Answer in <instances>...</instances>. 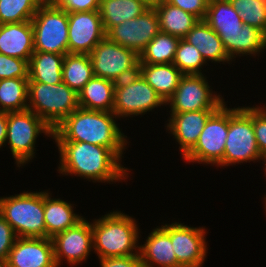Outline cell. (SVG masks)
I'll use <instances>...</instances> for the list:
<instances>
[{
	"instance_id": "6da1fadb",
	"label": "cell",
	"mask_w": 266,
	"mask_h": 267,
	"mask_svg": "<svg viewBox=\"0 0 266 267\" xmlns=\"http://www.w3.org/2000/svg\"><path fill=\"white\" fill-rule=\"evenodd\" d=\"M60 153V174L83 177L93 182H116L128 178L120 158L103 146L77 141H55ZM127 176V177H126Z\"/></svg>"
},
{
	"instance_id": "7a4b0ae2",
	"label": "cell",
	"mask_w": 266,
	"mask_h": 267,
	"mask_svg": "<svg viewBox=\"0 0 266 267\" xmlns=\"http://www.w3.org/2000/svg\"><path fill=\"white\" fill-rule=\"evenodd\" d=\"M115 116V117H114ZM113 112L78 108L53 129L55 141H77L110 148L120 159L127 139Z\"/></svg>"
},
{
	"instance_id": "3957f363",
	"label": "cell",
	"mask_w": 266,
	"mask_h": 267,
	"mask_svg": "<svg viewBox=\"0 0 266 267\" xmlns=\"http://www.w3.org/2000/svg\"><path fill=\"white\" fill-rule=\"evenodd\" d=\"M204 21L218 34L231 60L241 55L256 56L266 49V35L243 23L229 0H209Z\"/></svg>"
},
{
	"instance_id": "277c9868",
	"label": "cell",
	"mask_w": 266,
	"mask_h": 267,
	"mask_svg": "<svg viewBox=\"0 0 266 267\" xmlns=\"http://www.w3.org/2000/svg\"><path fill=\"white\" fill-rule=\"evenodd\" d=\"M92 234L93 250L99 259L139 255L136 221L121 211H113L95 219Z\"/></svg>"
},
{
	"instance_id": "5b68a950",
	"label": "cell",
	"mask_w": 266,
	"mask_h": 267,
	"mask_svg": "<svg viewBox=\"0 0 266 267\" xmlns=\"http://www.w3.org/2000/svg\"><path fill=\"white\" fill-rule=\"evenodd\" d=\"M0 214L17 237L46 238L44 191L0 197Z\"/></svg>"
},
{
	"instance_id": "8992f818",
	"label": "cell",
	"mask_w": 266,
	"mask_h": 267,
	"mask_svg": "<svg viewBox=\"0 0 266 267\" xmlns=\"http://www.w3.org/2000/svg\"><path fill=\"white\" fill-rule=\"evenodd\" d=\"M28 109L54 129L79 108L78 94L64 82H28Z\"/></svg>"
},
{
	"instance_id": "52a82bcc",
	"label": "cell",
	"mask_w": 266,
	"mask_h": 267,
	"mask_svg": "<svg viewBox=\"0 0 266 267\" xmlns=\"http://www.w3.org/2000/svg\"><path fill=\"white\" fill-rule=\"evenodd\" d=\"M263 160L253 128V107L229 108V129L222 166Z\"/></svg>"
},
{
	"instance_id": "ba28073f",
	"label": "cell",
	"mask_w": 266,
	"mask_h": 267,
	"mask_svg": "<svg viewBox=\"0 0 266 267\" xmlns=\"http://www.w3.org/2000/svg\"><path fill=\"white\" fill-rule=\"evenodd\" d=\"M34 51L68 54V14L52 1H44L31 19Z\"/></svg>"
},
{
	"instance_id": "9c48e42d",
	"label": "cell",
	"mask_w": 266,
	"mask_h": 267,
	"mask_svg": "<svg viewBox=\"0 0 266 267\" xmlns=\"http://www.w3.org/2000/svg\"><path fill=\"white\" fill-rule=\"evenodd\" d=\"M41 133L51 137L53 129L31 110L7 112L6 142L10 145L17 167L34 158L36 139Z\"/></svg>"
},
{
	"instance_id": "30bf717a",
	"label": "cell",
	"mask_w": 266,
	"mask_h": 267,
	"mask_svg": "<svg viewBox=\"0 0 266 267\" xmlns=\"http://www.w3.org/2000/svg\"><path fill=\"white\" fill-rule=\"evenodd\" d=\"M93 74L114 82L138 73L139 55L105 36L89 54Z\"/></svg>"
},
{
	"instance_id": "8fae6325",
	"label": "cell",
	"mask_w": 266,
	"mask_h": 267,
	"mask_svg": "<svg viewBox=\"0 0 266 267\" xmlns=\"http://www.w3.org/2000/svg\"><path fill=\"white\" fill-rule=\"evenodd\" d=\"M161 105H166L164 99L139 73L116 82L113 113L117 119L145 114Z\"/></svg>"
},
{
	"instance_id": "7c38bea8",
	"label": "cell",
	"mask_w": 266,
	"mask_h": 267,
	"mask_svg": "<svg viewBox=\"0 0 266 267\" xmlns=\"http://www.w3.org/2000/svg\"><path fill=\"white\" fill-rule=\"evenodd\" d=\"M229 129V108L223 103L207 120L195 146L183 157L187 162L217 165L222 162Z\"/></svg>"
},
{
	"instance_id": "4fadbf2b",
	"label": "cell",
	"mask_w": 266,
	"mask_h": 267,
	"mask_svg": "<svg viewBox=\"0 0 266 267\" xmlns=\"http://www.w3.org/2000/svg\"><path fill=\"white\" fill-rule=\"evenodd\" d=\"M210 87L203 74L183 75L166 105L171 107V113L217 110L225 102L222 96L215 94Z\"/></svg>"
},
{
	"instance_id": "5bb4252c",
	"label": "cell",
	"mask_w": 266,
	"mask_h": 267,
	"mask_svg": "<svg viewBox=\"0 0 266 267\" xmlns=\"http://www.w3.org/2000/svg\"><path fill=\"white\" fill-rule=\"evenodd\" d=\"M160 32L159 16L149 7L138 17L112 27L106 36L118 45L134 50L138 55Z\"/></svg>"
},
{
	"instance_id": "9a60e30c",
	"label": "cell",
	"mask_w": 266,
	"mask_h": 267,
	"mask_svg": "<svg viewBox=\"0 0 266 267\" xmlns=\"http://www.w3.org/2000/svg\"><path fill=\"white\" fill-rule=\"evenodd\" d=\"M51 240L57 267L63 258L72 266L79 264L93 251L92 222L83 218L75 226L54 235Z\"/></svg>"
},
{
	"instance_id": "2e32d148",
	"label": "cell",
	"mask_w": 266,
	"mask_h": 267,
	"mask_svg": "<svg viewBox=\"0 0 266 267\" xmlns=\"http://www.w3.org/2000/svg\"><path fill=\"white\" fill-rule=\"evenodd\" d=\"M68 14V53L90 54L106 36L99 11Z\"/></svg>"
},
{
	"instance_id": "e0dca14e",
	"label": "cell",
	"mask_w": 266,
	"mask_h": 267,
	"mask_svg": "<svg viewBox=\"0 0 266 267\" xmlns=\"http://www.w3.org/2000/svg\"><path fill=\"white\" fill-rule=\"evenodd\" d=\"M205 228L183 223L170 224V238L177 258V267H201L207 253Z\"/></svg>"
},
{
	"instance_id": "ac0fdd59",
	"label": "cell",
	"mask_w": 266,
	"mask_h": 267,
	"mask_svg": "<svg viewBox=\"0 0 266 267\" xmlns=\"http://www.w3.org/2000/svg\"><path fill=\"white\" fill-rule=\"evenodd\" d=\"M6 267H57L51 238L17 237Z\"/></svg>"
},
{
	"instance_id": "d6986e66",
	"label": "cell",
	"mask_w": 266,
	"mask_h": 267,
	"mask_svg": "<svg viewBox=\"0 0 266 267\" xmlns=\"http://www.w3.org/2000/svg\"><path fill=\"white\" fill-rule=\"evenodd\" d=\"M216 110H199L183 113H170L166 126L174 136L184 157L196 144L205 123Z\"/></svg>"
},
{
	"instance_id": "ffe728a7",
	"label": "cell",
	"mask_w": 266,
	"mask_h": 267,
	"mask_svg": "<svg viewBox=\"0 0 266 267\" xmlns=\"http://www.w3.org/2000/svg\"><path fill=\"white\" fill-rule=\"evenodd\" d=\"M144 267H177V258L170 238V224L153 229L145 244L139 246Z\"/></svg>"
},
{
	"instance_id": "44dd1931",
	"label": "cell",
	"mask_w": 266,
	"mask_h": 267,
	"mask_svg": "<svg viewBox=\"0 0 266 267\" xmlns=\"http://www.w3.org/2000/svg\"><path fill=\"white\" fill-rule=\"evenodd\" d=\"M0 53L30 61L34 53L31 21L0 24Z\"/></svg>"
},
{
	"instance_id": "7402d4cb",
	"label": "cell",
	"mask_w": 266,
	"mask_h": 267,
	"mask_svg": "<svg viewBox=\"0 0 266 267\" xmlns=\"http://www.w3.org/2000/svg\"><path fill=\"white\" fill-rule=\"evenodd\" d=\"M183 39L199 50L206 63L232 61L218 34L204 20H199Z\"/></svg>"
},
{
	"instance_id": "603a6c76",
	"label": "cell",
	"mask_w": 266,
	"mask_h": 267,
	"mask_svg": "<svg viewBox=\"0 0 266 267\" xmlns=\"http://www.w3.org/2000/svg\"><path fill=\"white\" fill-rule=\"evenodd\" d=\"M138 73L166 102L184 75L173 63L139 64Z\"/></svg>"
},
{
	"instance_id": "cb8c5ba5",
	"label": "cell",
	"mask_w": 266,
	"mask_h": 267,
	"mask_svg": "<svg viewBox=\"0 0 266 267\" xmlns=\"http://www.w3.org/2000/svg\"><path fill=\"white\" fill-rule=\"evenodd\" d=\"M115 85L112 80L93 76L78 93L79 107L113 112Z\"/></svg>"
},
{
	"instance_id": "d4e9b609",
	"label": "cell",
	"mask_w": 266,
	"mask_h": 267,
	"mask_svg": "<svg viewBox=\"0 0 266 267\" xmlns=\"http://www.w3.org/2000/svg\"><path fill=\"white\" fill-rule=\"evenodd\" d=\"M72 206V204L59 198H51L50 193L44 191L46 238H52L57 233L75 226L84 218L74 213Z\"/></svg>"
},
{
	"instance_id": "484cf974",
	"label": "cell",
	"mask_w": 266,
	"mask_h": 267,
	"mask_svg": "<svg viewBox=\"0 0 266 267\" xmlns=\"http://www.w3.org/2000/svg\"><path fill=\"white\" fill-rule=\"evenodd\" d=\"M148 8L141 0H100L98 11L107 33L112 27L138 17Z\"/></svg>"
},
{
	"instance_id": "4316f807",
	"label": "cell",
	"mask_w": 266,
	"mask_h": 267,
	"mask_svg": "<svg viewBox=\"0 0 266 267\" xmlns=\"http://www.w3.org/2000/svg\"><path fill=\"white\" fill-rule=\"evenodd\" d=\"M65 55L34 51L29 61V82L60 84Z\"/></svg>"
},
{
	"instance_id": "83f0119b",
	"label": "cell",
	"mask_w": 266,
	"mask_h": 267,
	"mask_svg": "<svg viewBox=\"0 0 266 267\" xmlns=\"http://www.w3.org/2000/svg\"><path fill=\"white\" fill-rule=\"evenodd\" d=\"M159 16L160 31L183 39L199 19L165 1L154 7Z\"/></svg>"
},
{
	"instance_id": "f1b7e54d",
	"label": "cell",
	"mask_w": 266,
	"mask_h": 267,
	"mask_svg": "<svg viewBox=\"0 0 266 267\" xmlns=\"http://www.w3.org/2000/svg\"><path fill=\"white\" fill-rule=\"evenodd\" d=\"M94 76L89 54H65L62 82L77 94Z\"/></svg>"
},
{
	"instance_id": "f546056e",
	"label": "cell",
	"mask_w": 266,
	"mask_h": 267,
	"mask_svg": "<svg viewBox=\"0 0 266 267\" xmlns=\"http://www.w3.org/2000/svg\"><path fill=\"white\" fill-rule=\"evenodd\" d=\"M180 38L160 31L139 55V64L173 63Z\"/></svg>"
},
{
	"instance_id": "4dcf8cb0",
	"label": "cell",
	"mask_w": 266,
	"mask_h": 267,
	"mask_svg": "<svg viewBox=\"0 0 266 267\" xmlns=\"http://www.w3.org/2000/svg\"><path fill=\"white\" fill-rule=\"evenodd\" d=\"M28 79H0V111L15 112L28 109Z\"/></svg>"
},
{
	"instance_id": "1f68e13d",
	"label": "cell",
	"mask_w": 266,
	"mask_h": 267,
	"mask_svg": "<svg viewBox=\"0 0 266 267\" xmlns=\"http://www.w3.org/2000/svg\"><path fill=\"white\" fill-rule=\"evenodd\" d=\"M44 0H0V24L31 21Z\"/></svg>"
},
{
	"instance_id": "d6a6232c",
	"label": "cell",
	"mask_w": 266,
	"mask_h": 267,
	"mask_svg": "<svg viewBox=\"0 0 266 267\" xmlns=\"http://www.w3.org/2000/svg\"><path fill=\"white\" fill-rule=\"evenodd\" d=\"M242 22L266 35V0H229Z\"/></svg>"
},
{
	"instance_id": "836d02e7",
	"label": "cell",
	"mask_w": 266,
	"mask_h": 267,
	"mask_svg": "<svg viewBox=\"0 0 266 267\" xmlns=\"http://www.w3.org/2000/svg\"><path fill=\"white\" fill-rule=\"evenodd\" d=\"M173 64L184 74H202L206 64L199 50L184 39H180Z\"/></svg>"
},
{
	"instance_id": "e575fe53",
	"label": "cell",
	"mask_w": 266,
	"mask_h": 267,
	"mask_svg": "<svg viewBox=\"0 0 266 267\" xmlns=\"http://www.w3.org/2000/svg\"><path fill=\"white\" fill-rule=\"evenodd\" d=\"M29 78V62L0 53V79Z\"/></svg>"
},
{
	"instance_id": "d590c367",
	"label": "cell",
	"mask_w": 266,
	"mask_h": 267,
	"mask_svg": "<svg viewBox=\"0 0 266 267\" xmlns=\"http://www.w3.org/2000/svg\"><path fill=\"white\" fill-rule=\"evenodd\" d=\"M253 128L258 150L262 157L266 156V109L253 106Z\"/></svg>"
},
{
	"instance_id": "8d00e7d4",
	"label": "cell",
	"mask_w": 266,
	"mask_h": 267,
	"mask_svg": "<svg viewBox=\"0 0 266 267\" xmlns=\"http://www.w3.org/2000/svg\"><path fill=\"white\" fill-rule=\"evenodd\" d=\"M17 236L11 225L0 214V260L6 262Z\"/></svg>"
},
{
	"instance_id": "74e56055",
	"label": "cell",
	"mask_w": 266,
	"mask_h": 267,
	"mask_svg": "<svg viewBox=\"0 0 266 267\" xmlns=\"http://www.w3.org/2000/svg\"><path fill=\"white\" fill-rule=\"evenodd\" d=\"M52 2L67 13L98 11L100 0H52Z\"/></svg>"
},
{
	"instance_id": "f35d334b",
	"label": "cell",
	"mask_w": 266,
	"mask_h": 267,
	"mask_svg": "<svg viewBox=\"0 0 266 267\" xmlns=\"http://www.w3.org/2000/svg\"><path fill=\"white\" fill-rule=\"evenodd\" d=\"M175 7L193 14L199 20H204L209 0H164Z\"/></svg>"
},
{
	"instance_id": "ab89813d",
	"label": "cell",
	"mask_w": 266,
	"mask_h": 267,
	"mask_svg": "<svg viewBox=\"0 0 266 267\" xmlns=\"http://www.w3.org/2000/svg\"><path fill=\"white\" fill-rule=\"evenodd\" d=\"M101 267H144L140 255L101 258Z\"/></svg>"
},
{
	"instance_id": "60d3db41",
	"label": "cell",
	"mask_w": 266,
	"mask_h": 267,
	"mask_svg": "<svg viewBox=\"0 0 266 267\" xmlns=\"http://www.w3.org/2000/svg\"><path fill=\"white\" fill-rule=\"evenodd\" d=\"M7 136V112L0 111V148L5 145Z\"/></svg>"
},
{
	"instance_id": "b9f144b4",
	"label": "cell",
	"mask_w": 266,
	"mask_h": 267,
	"mask_svg": "<svg viewBox=\"0 0 266 267\" xmlns=\"http://www.w3.org/2000/svg\"><path fill=\"white\" fill-rule=\"evenodd\" d=\"M149 7H155L164 0H141Z\"/></svg>"
},
{
	"instance_id": "7bdbcfd3",
	"label": "cell",
	"mask_w": 266,
	"mask_h": 267,
	"mask_svg": "<svg viewBox=\"0 0 266 267\" xmlns=\"http://www.w3.org/2000/svg\"><path fill=\"white\" fill-rule=\"evenodd\" d=\"M0 267H6V262L0 260Z\"/></svg>"
},
{
	"instance_id": "ee69618b",
	"label": "cell",
	"mask_w": 266,
	"mask_h": 267,
	"mask_svg": "<svg viewBox=\"0 0 266 267\" xmlns=\"http://www.w3.org/2000/svg\"><path fill=\"white\" fill-rule=\"evenodd\" d=\"M263 161L265 162V165H266V156L263 157ZM265 174H266V166H265Z\"/></svg>"
}]
</instances>
